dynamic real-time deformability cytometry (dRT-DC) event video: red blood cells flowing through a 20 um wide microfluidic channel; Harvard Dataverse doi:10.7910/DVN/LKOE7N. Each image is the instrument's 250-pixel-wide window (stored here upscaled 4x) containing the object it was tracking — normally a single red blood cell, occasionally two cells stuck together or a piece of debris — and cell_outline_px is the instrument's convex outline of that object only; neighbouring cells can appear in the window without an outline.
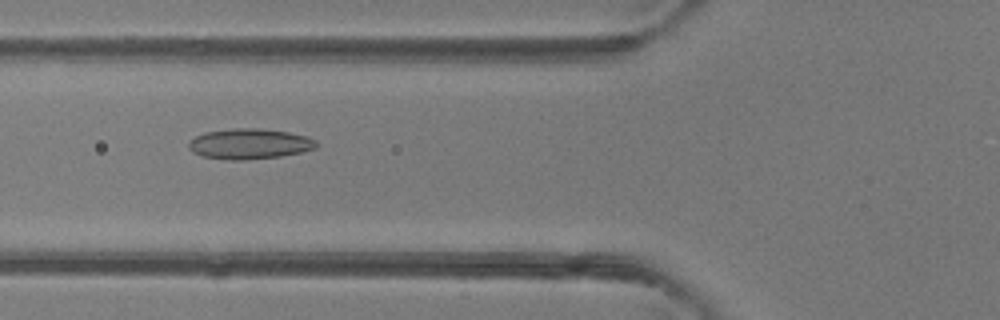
{"species": "common noctule bat (a hibernating species)", "species_latin": "Nyctalus noctula", "temperature_condition": "room temperature", "stored_images_in_passage": 50, "camera_frame_rate_fps": 3000, "um_per_image_px": 0.085, "animal": {"sex": "female"}, "frame": {"image": 1, "passage_image": 19, "time_ms": 6.0, "image_size_px": [1000, 320], "cell_outline_px": [[316, 148], [300, 152], [280, 156], [244, 160], [228, 160], [200, 156], [192, 152], [188, 148], [188, 140], [204, 132], [232, 128], [256, 128], [288, 132], [308, 136], [316, 140]], "centroid_in_image_um": [21.15, 12.23], "position_along_channel_um": 104.6, "area_um2": 22.77}}
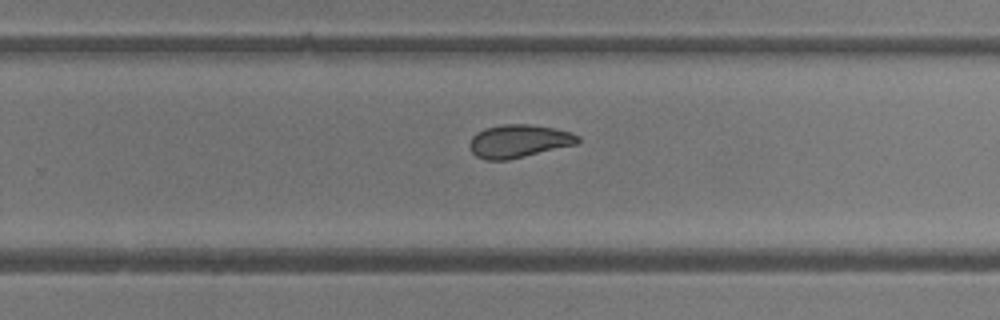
{"frame": {"image": 2, "passage_image": 32, "time_ms": 10.333, "image_size_px": [1000, 320], "cell_outline_px": [[580, 140], [576, 144], [508, 160], [484, 160], [476, 156], [472, 152], [468, 144], [472, 136], [476, 132], [484, 128], [504, 124], [528, 124], [552, 128], [572, 132], [580, 136]], "centroid_in_image_um": [44.06, 11.99], "position_along_channel_um": 285.7, "area_um2": 20.87}}
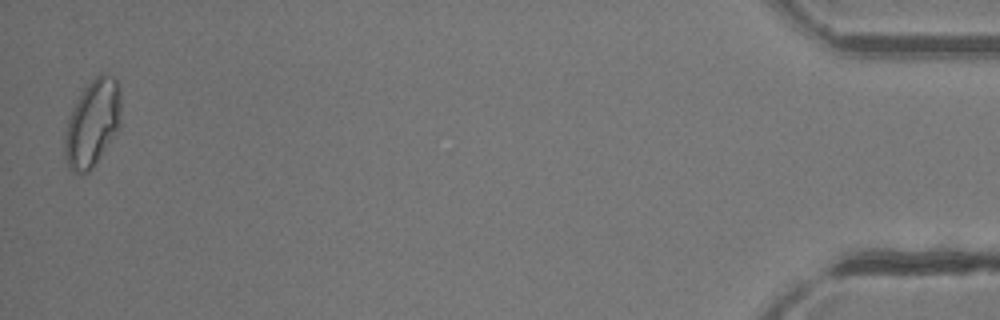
{"frame": {"image": 3, "passage_image": 49, "time_ms": 16.0, "image_size_px": [1000, 320], "cell_outline_px": [[120, 128], [92, 168], [88, 172], [80, 176], [72, 172], [68, 168], [64, 156], [64, 132], [68, 120], [84, 88], [96, 76], [104, 72], [108, 72], [120, 84]], "centroid_in_image_um": [7.86, 10.51], "position_along_channel_um": 427.3, "area_um2": 28.67}, "authors_computed_cell_mechanics": {"area_um2": 23.0044, "velocity_mm_per_s": 4.1897, "shape_relaxation_time_tau1_ms": null, "shape_relaxation_time_tau2_ms": 1.8839, "deformation_change_tau1": null, "deformation_change_tau2": 0.08}}